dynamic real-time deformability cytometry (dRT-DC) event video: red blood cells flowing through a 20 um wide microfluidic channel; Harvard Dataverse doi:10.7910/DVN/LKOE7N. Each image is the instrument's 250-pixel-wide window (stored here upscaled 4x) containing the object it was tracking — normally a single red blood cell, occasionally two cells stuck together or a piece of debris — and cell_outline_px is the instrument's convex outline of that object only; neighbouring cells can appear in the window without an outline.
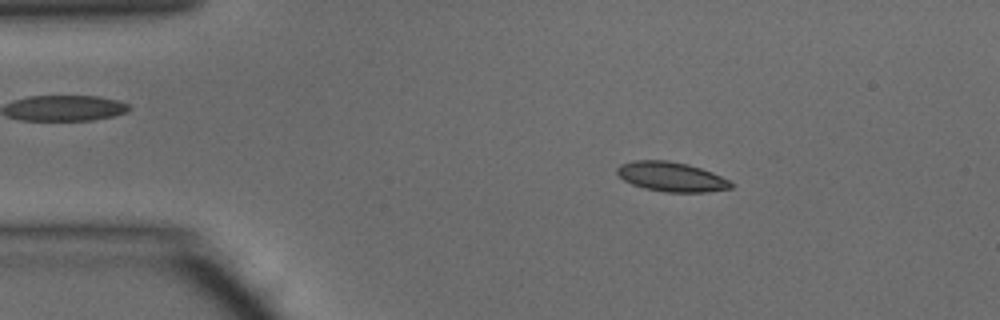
{"species": "common noctule bat (a hibernating species)", "species_latin": "Nyctalus noctula", "temperature_condition": "warm", "stored_images_in_passage": 17, "camera_frame_rate_fps": 3000, "um_per_image_px": 0.085, "animal": {"sex": "male", "body_mass_g": 15.6}, "frame": {"image": 1, "passage_image": 7, "time_ms": 2.0, "image_size_px": [1000, 320], "cell_outline_px": [[732, 188], [708, 192], [664, 192], [644, 188], [632, 184], [624, 180], [616, 172], [616, 168], [620, 164], [632, 160], [668, 160], [688, 164], [712, 172], [728, 180], [732, 184]], "centroid_in_image_um": [57.03, 15.02], "position_along_channel_um": 28.0, "area_um2": 19.65}}
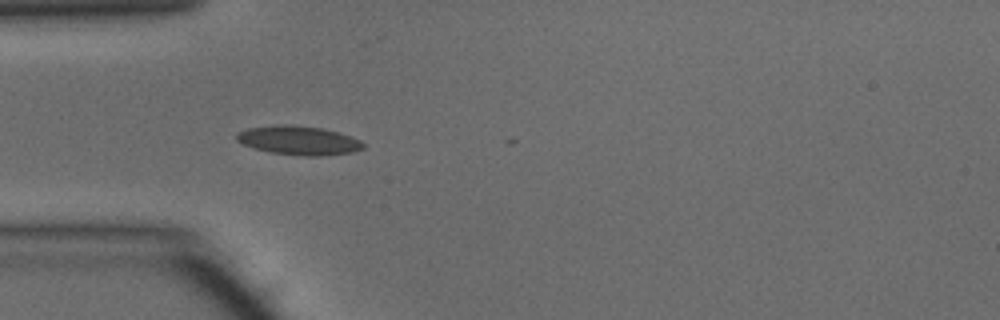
{"frame": {"image": 2, "passage_image": 13, "time_ms": 4.0, "image_size_px": [1000, 320], "cell_outline_px": [[364, 148], [352, 152], [320, 156], [304, 156], [272, 152], [256, 148], [244, 144], [236, 140], [236, 132], [248, 128], [280, 124], [292, 124], [324, 128], [360, 140], [364, 144]], "centroid_in_image_um": [25.38, 11.92], "position_along_channel_um": 59.6, "area_um2": 21.21}}
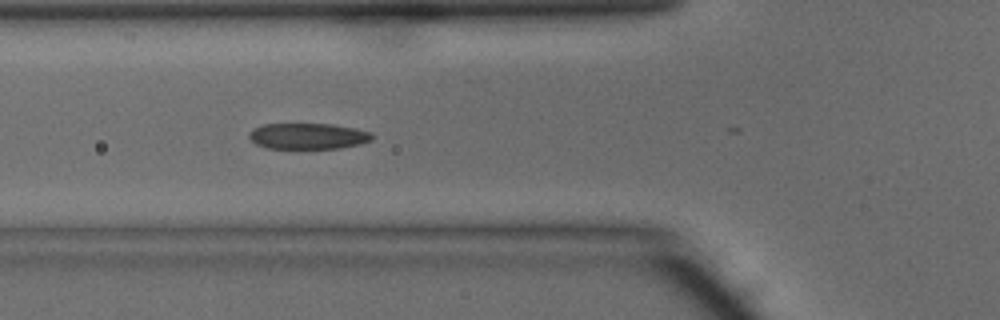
{"frame": {"image": 3, "passage_image": 16, "time_ms": 5.0, "image_size_px": [1000, 320], "cell_outline_px": [[372, 140], [360, 144], [340, 148], [268, 148], [256, 144], [248, 136], [248, 132], [252, 128], [264, 124], [332, 124], [356, 128], [372, 132]], "centroid_in_image_um": [26.18, 11.56], "position_along_channel_um": 99.6, "area_um2": 18.67}}